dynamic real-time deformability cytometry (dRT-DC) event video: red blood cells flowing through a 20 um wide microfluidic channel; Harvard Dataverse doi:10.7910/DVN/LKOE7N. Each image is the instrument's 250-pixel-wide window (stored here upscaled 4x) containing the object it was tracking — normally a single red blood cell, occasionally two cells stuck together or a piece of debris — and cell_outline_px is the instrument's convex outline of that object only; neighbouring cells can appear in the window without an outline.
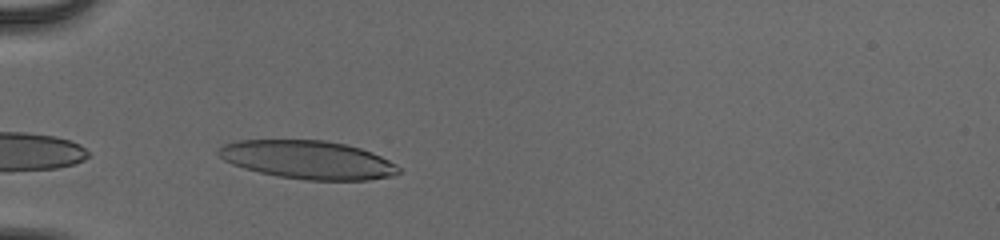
{"species": "human", "species_latin": "Homo sapiens", "temperature_condition": "cold", "stored_images_in_passage": 9, "camera_frame_rate_fps": 3000, "um_per_image_px": 0.085, "donor": {"sex": "male"}, "frame": {"image": 1, "passage_image": 2, "time_ms": 0.333, "image_size_px": [1000, 240], "cell_outline_px": [[400, 172], [392, 176], [368, 180], [308, 180], [276, 176], [244, 168], [232, 164], [224, 160], [216, 152], [216, 148], [224, 144], [236, 140], [324, 140], [344, 144], [360, 148], [372, 152], [396, 164], [400, 168]], "centroid_in_image_um": [26.14, 13.58], "position_along_channel_um": 58.9, "area_um2": 40.29}}
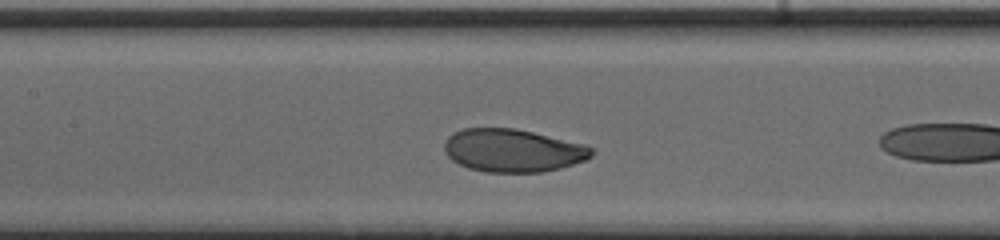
{"frame": {"image": 2, "passage_image": 8, "time_ms": 2.333, "image_size_px": [1000, 240], "cell_outline_px": [[596, 152], [588, 160], [560, 168], [544, 172], [484, 172], [468, 168], [452, 160], [444, 152], [444, 144], [448, 136], [464, 128], [516, 128], [584, 144], [596, 148]], "centroid_in_image_um": [43.63, 12.8], "position_along_channel_um": 163.8, "area_um2": 37.17}}